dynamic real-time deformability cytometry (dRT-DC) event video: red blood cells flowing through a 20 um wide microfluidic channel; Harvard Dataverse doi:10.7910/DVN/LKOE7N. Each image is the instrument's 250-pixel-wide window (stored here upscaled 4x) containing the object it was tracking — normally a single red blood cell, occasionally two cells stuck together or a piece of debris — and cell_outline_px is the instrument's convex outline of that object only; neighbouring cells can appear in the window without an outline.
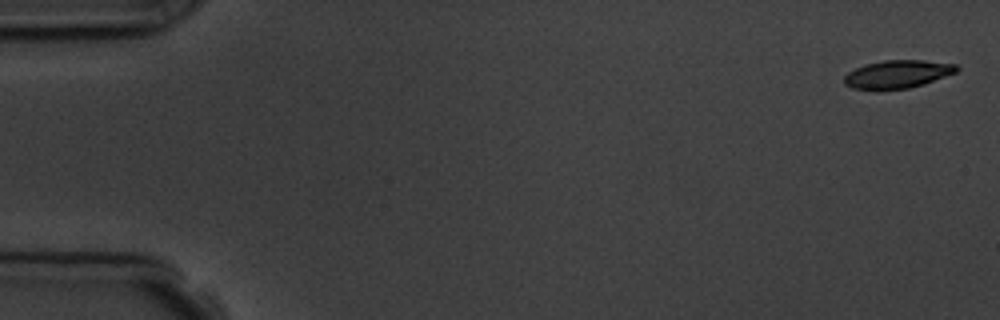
{"species": "common noctule bat (a hibernating species)", "species_latin": "Nyctalus noctula", "temperature_condition": "room temperature", "stored_images_in_passage": 11, "camera_frame_rate_fps": 3000, "um_per_image_px": 0.085, "animal": {"sex": "male", "body_mass_g": 19.5, "forearm_length_mm": 54.6}, "frame": {"image": 1, "passage_image": 1, "time_ms": 0.0, "image_size_px": [1000, 320], "cell_outline_px": [[960, 68], [956, 72], [924, 84], [908, 88], [876, 92], [852, 88], [844, 84], [844, 76], [848, 72], [864, 64], [884, 60], [924, 60], [956, 64]], "centroid_in_image_um": [76.24, 6.33], "position_along_channel_um": 8.8, "area_um2": 18.84}}
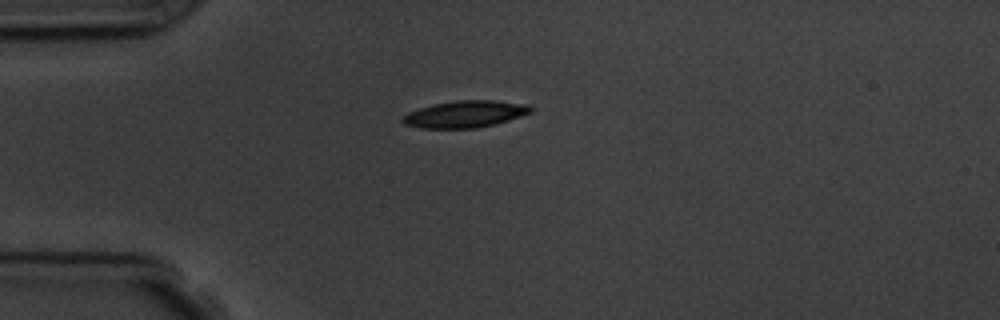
{"frame": {"image": 2, "passage_image": 4, "time_ms": 4.333, "image_size_px": [1000, 320], "cell_outline_px": [[532, 112], [508, 120], [476, 128], [420, 128], [404, 124], [400, 120], [408, 112], [432, 104], [456, 100], [492, 100], [528, 104], [532, 108]], "centroid_in_image_um": [39.51, 9.69], "position_along_channel_um": 45.5, "area_um2": 19.94}}
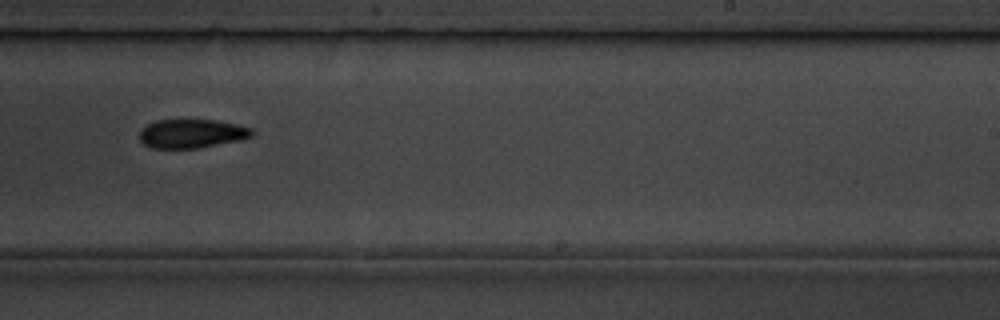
{"frame": {"image": 3, "passage_image": 10, "time_ms": 11.0, "image_size_px": [1000, 320], "cell_outline_px": [[252, 136], [244, 140], [196, 148], [152, 148], [144, 144], [140, 140], [140, 132], [148, 124], [156, 120], [216, 120], [236, 124], [252, 128]], "centroid_in_image_um": [16.33, 11.36], "position_along_channel_um": 272.7, "area_um2": 18.84}}